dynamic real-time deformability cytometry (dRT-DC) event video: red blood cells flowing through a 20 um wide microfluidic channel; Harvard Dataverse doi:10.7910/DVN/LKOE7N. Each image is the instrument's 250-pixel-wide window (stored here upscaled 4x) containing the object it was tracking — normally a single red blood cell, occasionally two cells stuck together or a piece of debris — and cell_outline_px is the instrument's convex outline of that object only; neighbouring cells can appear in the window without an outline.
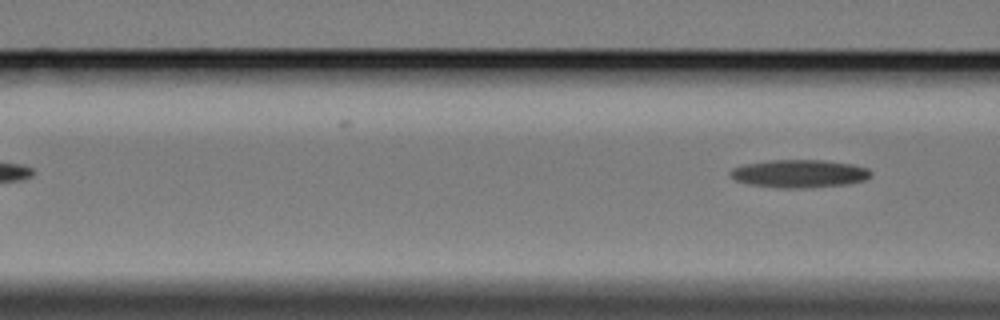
{"species": "Egyptian fruit bat (a non-hibernating species)", "species_latin": "Rousettus aegyptiacus", "temperature_condition": "cold", "stored_images_in_passage": 6, "segment_of_instrument_passage": [2, 2], "camera_frame_rate_fps": 3000, "um_per_image_px": 0.085, "animal": {"sex": "female"}, "frame": {"image": 1, "passage_image": 6, "time_ms": 5.667, "image_size_px": [1000, 320], "cell_outline_px": [[872, 176], [864, 180], [848, 184], [812, 188], [784, 188], [748, 184], [736, 180], [728, 172], [732, 168], [744, 164], [768, 160], [824, 160], [852, 164], [868, 168], [872, 172]], "centroid_in_image_um": [67.97, 14.76], "position_along_channel_um": 98.6, "area_um2": 23.06}}